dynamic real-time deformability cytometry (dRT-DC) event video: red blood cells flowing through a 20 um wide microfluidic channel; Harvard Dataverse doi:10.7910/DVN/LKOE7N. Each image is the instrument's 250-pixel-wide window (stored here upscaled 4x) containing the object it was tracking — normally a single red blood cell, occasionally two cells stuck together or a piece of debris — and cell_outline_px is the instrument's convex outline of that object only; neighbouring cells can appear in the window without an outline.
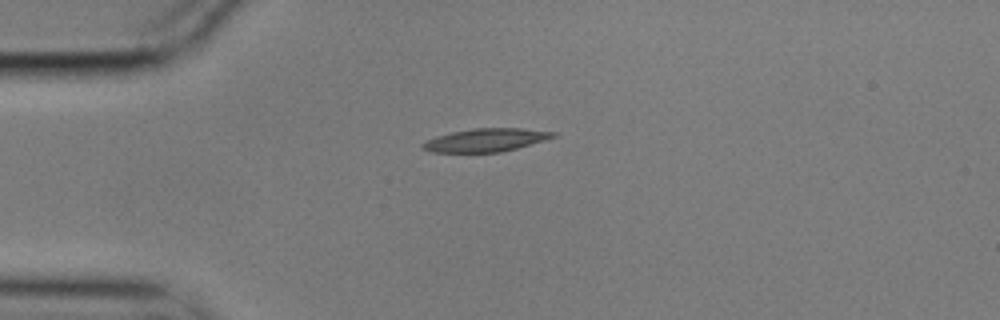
{"species": "common noctule bat (a hibernating species)", "species_latin": "Nyctalus noctula", "temperature_condition": "cold", "stored_images_in_passage": 44, "camera_frame_rate_fps": 3000, "um_per_image_px": 0.085, "animal": {"sex": "male", "body_mass_g": 17.9}, "frame": {"image": 1, "passage_image": 1, "time_ms": 0.0, "image_size_px": [1000, 320], "cell_outline_px": [[556, 136], [544, 140], [516, 148], [500, 152], [432, 152], [420, 148], [420, 144], [436, 136], [452, 132], [472, 128], [520, 128], [556, 132]], "centroid_in_image_um": [41.25, 11.9], "position_along_channel_um": 43.7, "area_um2": 17.46}}
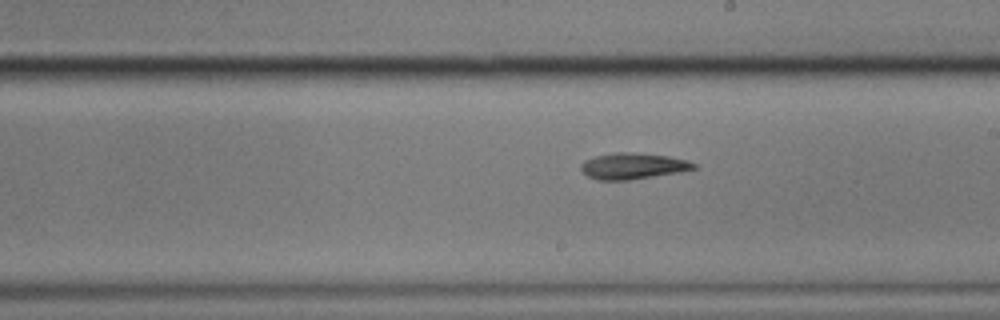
{"frame": {"image": 2, "passage_image": 19, "time_ms": 6.0, "image_size_px": [1000, 320], "cell_outline_px": [[696, 168], [680, 172], [628, 180], [596, 180], [588, 176], [580, 168], [580, 164], [584, 160], [596, 156], [616, 152], [628, 152], [668, 156], [688, 160], [696, 164]], "centroid_in_image_um": [53.78, 14.11], "position_along_channel_um": 235.2, "area_um2": 17.11}}
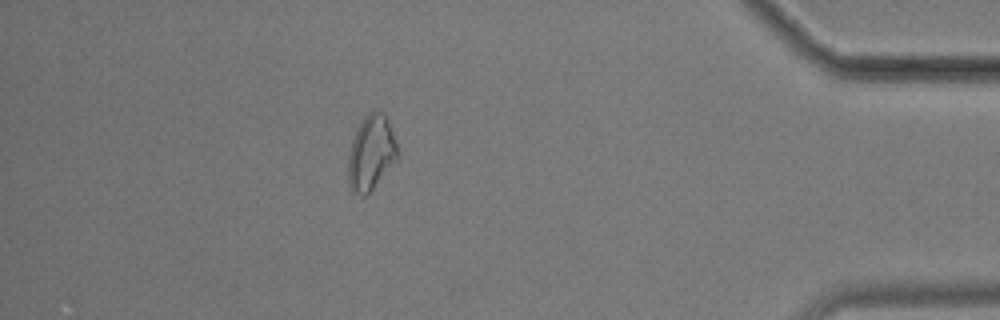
{"frame": {"image": 3, "passage_image": 37, "time_ms": 12.0, "image_size_px": [1000, 320], "cell_outline_px": [[400, 160], [364, 196], [352, 192], [348, 184], [348, 152], [356, 128], [364, 116], [372, 108], [380, 108], [384, 112], [392, 132], [400, 156]], "centroid_in_image_um": [31.56, 12.95], "position_along_channel_um": 403.6, "area_um2": 22.14}, "authors_computed_cell_mechanics": {"area_um2": 17.7157, "velocity_mm_per_s": 3.5224, "shape_relaxation_time_tau1_ms": 5.6589, "shape_relaxation_time_tau2_ms": null, "deformation_change_tau1": 0.1288, "deformation_change_tau2": null}}